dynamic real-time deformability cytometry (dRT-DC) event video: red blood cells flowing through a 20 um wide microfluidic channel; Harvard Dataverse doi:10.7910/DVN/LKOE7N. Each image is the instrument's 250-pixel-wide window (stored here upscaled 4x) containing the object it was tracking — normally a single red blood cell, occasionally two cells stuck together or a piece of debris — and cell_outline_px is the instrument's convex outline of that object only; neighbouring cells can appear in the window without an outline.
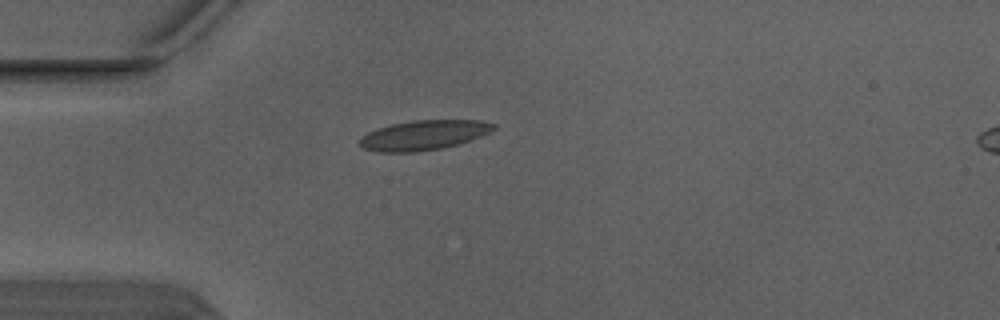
{"species": "Egyptian fruit bat (a non-hibernating species)", "species_latin": "Rousettus aegyptiacus", "temperature_condition": "warm", "stored_images_in_passage": 3, "segment_of_instrument_passage": [1, 2], "camera_frame_rate_fps": 3000, "um_per_image_px": 0.085, "animal": {"sex": "male"}, "frame": {"image": 1, "passage_image": 2, "time_ms": 0.333, "image_size_px": [1000, 320], "cell_outline_px": [[496, 128], [492, 132], [456, 144], [440, 148], [416, 152], [376, 152], [364, 148], [360, 144], [360, 136], [368, 132], [392, 124], [412, 120], [480, 120], [496, 124]], "centroid_in_image_um": [36.02, 11.48], "position_along_channel_um": 49.0, "area_um2": 23.06}}